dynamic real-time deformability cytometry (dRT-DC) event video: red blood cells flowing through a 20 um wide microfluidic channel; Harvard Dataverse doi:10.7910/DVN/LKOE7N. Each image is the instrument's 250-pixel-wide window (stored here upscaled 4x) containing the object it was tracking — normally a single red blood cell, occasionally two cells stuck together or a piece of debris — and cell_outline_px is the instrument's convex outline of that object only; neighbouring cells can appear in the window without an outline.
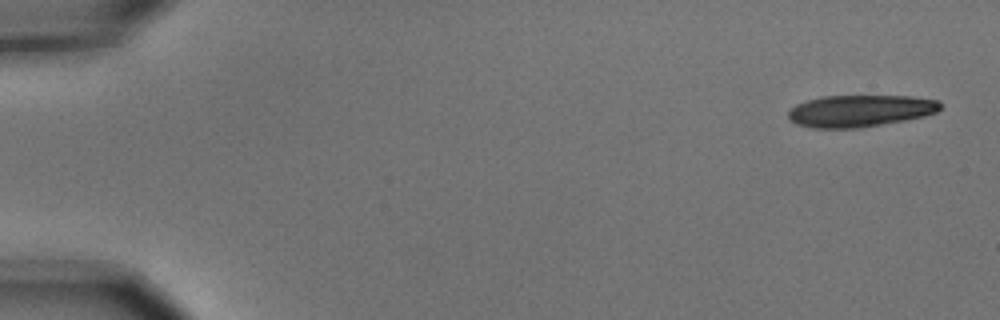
{"species": "common noctule bat (a hibernating species)", "species_latin": "Nyctalus noctula", "temperature_condition": "cold", "stored_images_in_passage": 9, "segment_of_instrument_passage": [1, 2], "camera_frame_rate_fps": 3000, "um_per_image_px": 0.085, "animal": {"sex": "male", "body_mass_g": 15.6}, "frame": {"image": 1, "passage_image": 1, "time_ms": 0.0, "image_size_px": [1000, 320], "cell_outline_px": [[940, 108], [936, 112], [924, 116], [904, 120], [856, 128], [812, 128], [796, 124], [788, 120], [788, 112], [796, 104], [820, 96], [912, 96], [936, 100], [940, 104]], "centroid_in_image_um": [73.05, 9.42], "position_along_channel_um": 12.0, "area_um2": 28.09}}